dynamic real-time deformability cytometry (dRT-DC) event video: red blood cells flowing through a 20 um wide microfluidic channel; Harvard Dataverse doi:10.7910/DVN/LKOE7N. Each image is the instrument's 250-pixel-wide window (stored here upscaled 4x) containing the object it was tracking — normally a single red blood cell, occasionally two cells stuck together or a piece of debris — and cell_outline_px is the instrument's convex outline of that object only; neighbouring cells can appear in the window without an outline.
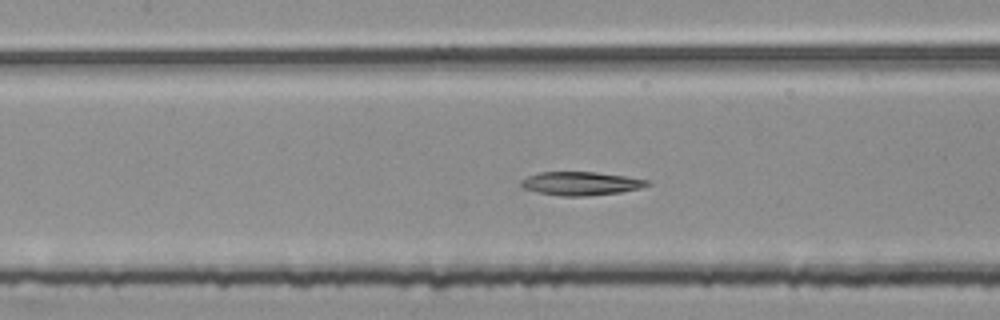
{"species": "common noctule bat (a hibernating species)", "species_latin": "Nyctalus noctula", "temperature_condition": "room temperature", "stored_images_in_passage": 54, "segment_of_instrument_passage": [2, 2], "camera_frame_rate_fps": 3000, "um_per_image_px": 0.085, "animal": {"sex": "female", "body_mass_g": 25.1}, "frame": {"image": 1, "passage_image": 25, "time_ms": 8.0, "image_size_px": [1000, 320], "cell_outline_px": [[652, 184], [640, 188], [620, 192], [588, 196], [560, 196], [536, 192], [524, 188], [520, 184], [520, 180], [528, 176], [540, 172], [596, 172], [624, 176], [648, 180]], "centroid_in_image_um": [49.36, 15.6], "position_along_channel_um": 158.0, "area_um2": 17.28}}
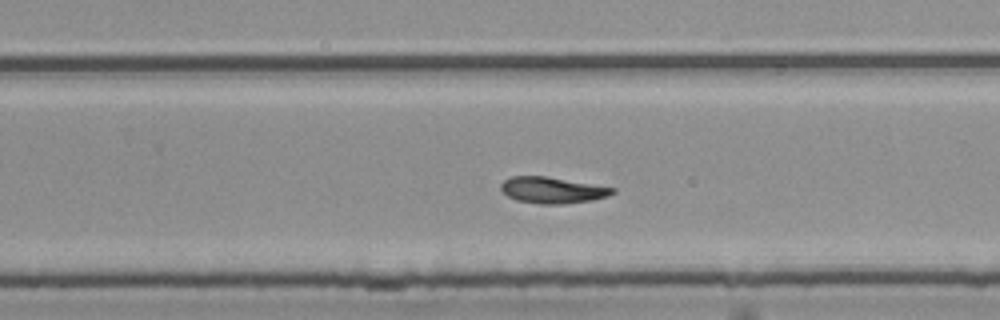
{"frame": {"image": 2, "passage_image": 35, "time_ms": 11.333, "image_size_px": [1000, 320], "cell_outline_px": [[616, 192], [608, 196], [592, 200], [564, 204], [540, 204], [516, 200], [508, 196], [500, 188], [500, 184], [504, 180], [512, 176], [544, 176], [616, 188]], "centroid_in_image_um": [46.95, 16.17], "position_along_channel_um": 282.8, "area_um2": 16.99}}
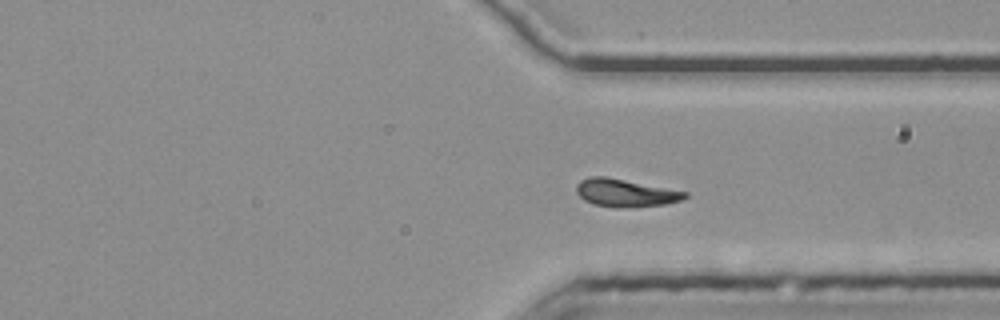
{"frame": {"image": 3, "passage_image": 41, "time_ms": 13.333, "image_size_px": [1000, 320], "cell_outline_px": [[688, 196], [680, 200], [664, 204], [616, 208], [596, 204], [584, 200], [576, 192], [576, 184], [580, 180], [588, 176], [604, 176], [688, 192]], "centroid_in_image_um": [53.11, 16.38], "position_along_channel_um": 358.3, "area_um2": 17.28}}